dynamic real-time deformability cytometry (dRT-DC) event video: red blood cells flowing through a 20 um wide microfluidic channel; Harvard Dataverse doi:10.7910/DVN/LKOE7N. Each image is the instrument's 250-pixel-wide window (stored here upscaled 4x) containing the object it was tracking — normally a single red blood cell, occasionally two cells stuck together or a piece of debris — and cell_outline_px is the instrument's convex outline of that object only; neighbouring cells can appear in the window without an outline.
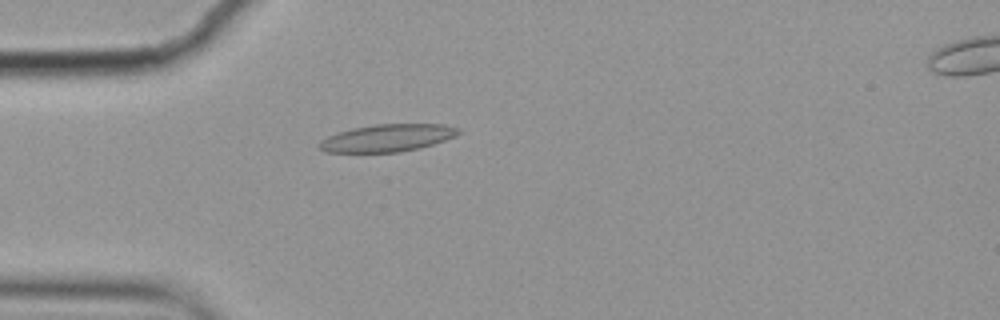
{"species": "common noctule bat (a hibernating species)", "species_latin": "Nyctalus noctula", "temperature_condition": "cold", "stored_images_in_passage": 5, "camera_frame_rate_fps": 3000, "um_per_image_px": 0.085, "animal": {"sex": "female", "body_mass_g": 19.9}, "frame": {"image": 1, "passage_image": 4, "time_ms": 1.0, "image_size_px": [1000, 320], "cell_outline_px": [[460, 132], [456, 136], [420, 148], [400, 152], [324, 152], [320, 148], [320, 140], [328, 136], [352, 128], [376, 124], [444, 124], [460, 128]], "centroid_in_image_um": [32.95, 11.72], "position_along_channel_um": 52.0, "area_um2": 22.08}}